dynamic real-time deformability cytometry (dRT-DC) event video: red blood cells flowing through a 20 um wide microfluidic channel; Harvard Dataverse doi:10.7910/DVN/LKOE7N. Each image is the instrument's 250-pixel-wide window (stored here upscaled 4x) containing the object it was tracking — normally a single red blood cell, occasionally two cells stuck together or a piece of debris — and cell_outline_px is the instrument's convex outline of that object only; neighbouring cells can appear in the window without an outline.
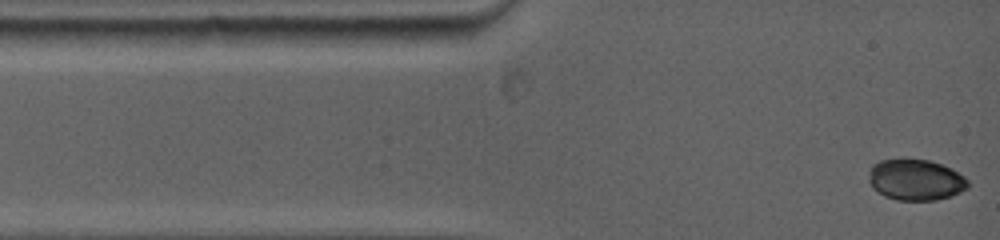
{"species": "common noctule bat (a hibernating species)", "species_latin": "Nyctalus noctula", "temperature_condition": "warm", "stored_images_in_passage": 12, "camera_frame_rate_fps": 5000, "um_per_image_px": 0.085, "animal": {"sex": "female", "body_mass_g": 19.0, "forearm_length_mm": 53.3}, "frame": {"image": 1, "passage_image": 1, "time_ms": 0.0, "image_size_px": [1000, 240], "cell_outline_px": [[968, 188], [952, 196], [936, 200], [896, 200], [884, 196], [872, 188], [868, 180], [872, 164], [880, 160], [904, 156], [928, 160], [952, 168], [964, 176], [968, 180]], "centroid_in_image_um": [77.81, 15.25], "position_along_channel_um": 7.2, "area_um2": 24.39}}
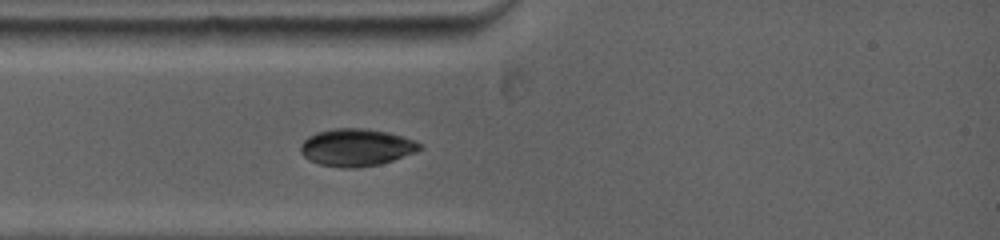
{"frame": {"image": 2, "passage_image": 9, "time_ms": 2.4, "image_size_px": [1000, 240], "cell_outline_px": [[424, 148], [416, 152], [380, 164], [356, 168], [344, 168], [320, 164], [304, 156], [300, 152], [300, 144], [308, 136], [316, 132], [332, 128], [364, 128], [384, 132], [400, 136], [424, 144]], "centroid_in_image_um": [30.28, 12.53], "position_along_channel_um": 54.7, "area_um2": 25.84}}
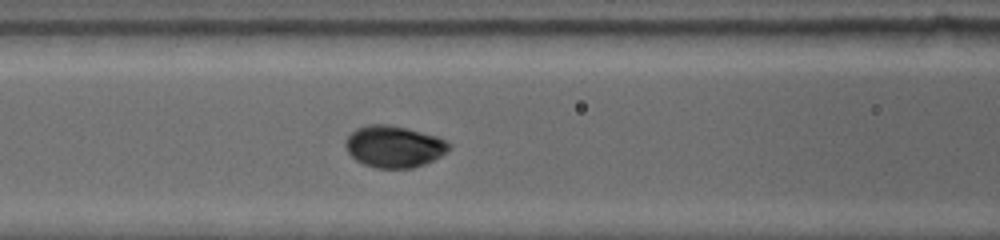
{"frame": {"image": 3, "passage_image": 12, "time_ms": 4.4, "image_size_px": [1000, 240], "cell_outline_px": [[452, 148], [448, 152], [424, 164], [412, 168], [376, 168], [364, 164], [356, 160], [348, 152], [344, 144], [344, 140], [356, 128], [368, 124], [388, 124], [408, 128], [436, 136], [452, 144]], "centroid_in_image_um": [33.49, 12.45], "position_along_channel_um": 133.1, "area_um2": 25.32}}